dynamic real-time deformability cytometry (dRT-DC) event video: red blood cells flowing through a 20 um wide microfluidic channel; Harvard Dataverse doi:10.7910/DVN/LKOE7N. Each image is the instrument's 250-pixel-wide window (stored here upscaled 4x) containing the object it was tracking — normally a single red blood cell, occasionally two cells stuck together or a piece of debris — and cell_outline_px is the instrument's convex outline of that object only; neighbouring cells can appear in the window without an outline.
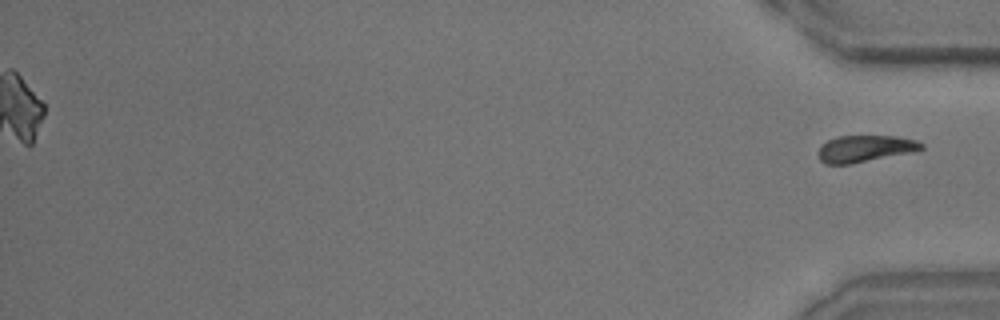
{"species": "common noctule bat (a hibernating species)", "species_latin": "Nyctalus noctula", "temperature_condition": "room temperature", "stored_images_in_passage": 32, "camera_frame_rate_fps": 3000, "um_per_image_px": 0.085, "animal": {"sex": "male", "body_mass_g": 15.6}, "frame": {"image": 1, "passage_image": 32, "time_ms": 10.333, "image_size_px": [1000, 320], "cell_outline_px": [[924, 148], [912, 152], [852, 164], [824, 164], [820, 160], [816, 152], [820, 144], [836, 136], [896, 136], [916, 140], [924, 144]], "centroid_in_image_um": [73.48, 12.64], "position_along_channel_um": 361.7, "area_um2": 16.3}}